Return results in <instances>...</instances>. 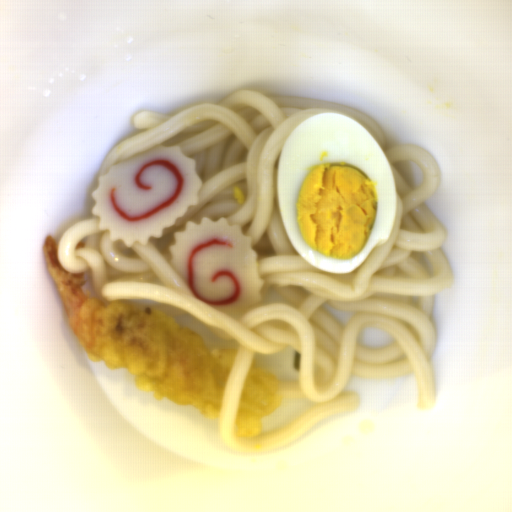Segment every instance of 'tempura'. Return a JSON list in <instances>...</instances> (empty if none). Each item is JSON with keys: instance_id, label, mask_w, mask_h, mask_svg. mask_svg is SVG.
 Segmentation results:
<instances>
[{"instance_id": "1", "label": "tempura", "mask_w": 512, "mask_h": 512, "mask_svg": "<svg viewBox=\"0 0 512 512\" xmlns=\"http://www.w3.org/2000/svg\"><path fill=\"white\" fill-rule=\"evenodd\" d=\"M58 246L42 245L49 276L67 323L87 358L109 369H127L139 391L192 405L200 415L219 417L238 350L208 346L171 316L129 300H99L84 291L85 273L60 264Z\"/></svg>"}, {"instance_id": "2", "label": "tempura", "mask_w": 512, "mask_h": 512, "mask_svg": "<svg viewBox=\"0 0 512 512\" xmlns=\"http://www.w3.org/2000/svg\"><path fill=\"white\" fill-rule=\"evenodd\" d=\"M283 402L275 374L253 360L241 385L234 414L236 439L251 440L261 434L262 423Z\"/></svg>"}]
</instances>
